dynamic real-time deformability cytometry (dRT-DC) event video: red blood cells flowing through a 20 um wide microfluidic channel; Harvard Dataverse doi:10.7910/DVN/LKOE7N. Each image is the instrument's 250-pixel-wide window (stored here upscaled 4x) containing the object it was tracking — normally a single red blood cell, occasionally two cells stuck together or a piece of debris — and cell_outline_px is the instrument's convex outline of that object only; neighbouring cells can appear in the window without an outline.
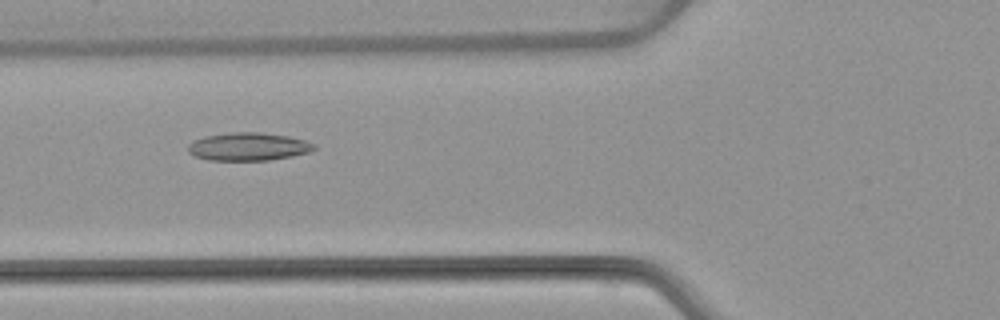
{"species": "common noctule bat (a hibernating species)", "species_latin": "Nyctalus noctula", "temperature_condition": "warm", "stored_images_in_passage": 53, "camera_frame_rate_fps": 3000, "um_per_image_px": 0.085, "animal": {"sex": "female", "body_mass_g": 22.7, "forearm_length_mm": 54.2}, "frame": {"image": 1, "passage_image": 20, "time_ms": 6.333, "image_size_px": [1000, 320], "cell_outline_px": [[316, 148], [308, 152], [292, 156], [268, 160], [208, 160], [192, 156], [188, 152], [188, 144], [192, 140], [204, 136], [228, 132], [260, 132], [288, 136], [304, 140], [316, 144]], "centroid_in_image_um": [21.06, 12.46], "position_along_channel_um": 104.7, "area_um2": 20.75}}
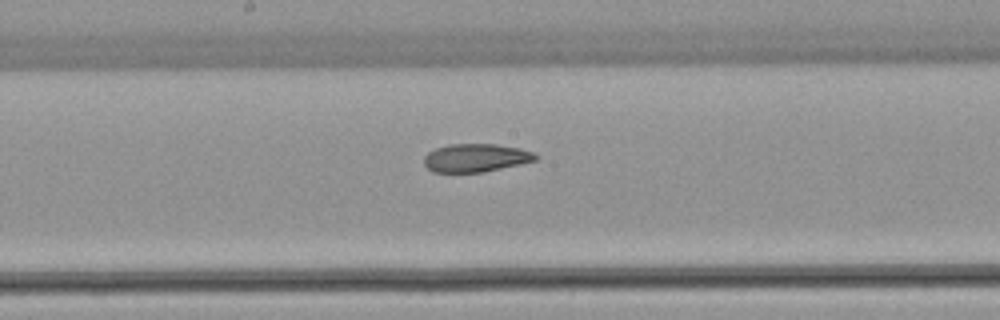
{"frame": {"image": 2, "passage_image": 28, "time_ms": 9.0, "image_size_px": [1000, 320], "cell_outline_px": [[540, 156], [536, 160], [520, 164], [484, 172], [432, 172], [424, 164], [424, 156], [428, 152], [436, 148], [448, 144], [496, 144], [520, 148], [536, 152]], "centroid_in_image_um": [40.47, 13.41], "position_along_channel_um": 207.7, "area_um2": 18.5}}
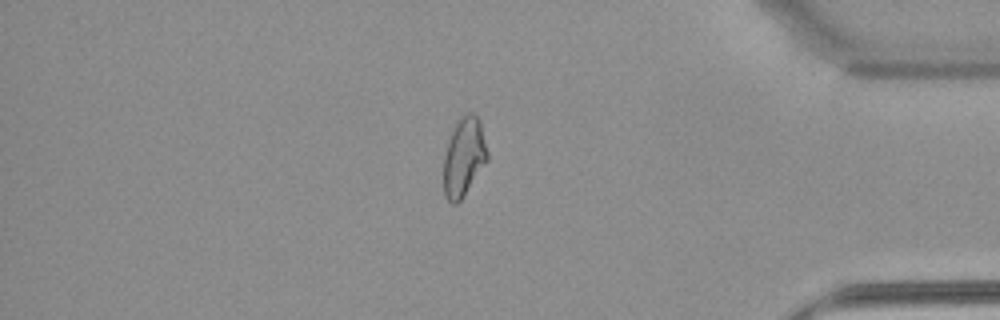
{"frame": {"image": 3, "passage_image": 45, "time_ms": 14.667, "image_size_px": [1000, 320], "cell_outline_px": [[488, 160], [460, 200], [456, 204], [452, 204], [444, 196], [444, 156], [448, 140], [460, 116], [468, 112], [472, 112], [480, 120], [488, 152]], "centroid_in_image_um": [39.43, 13.32], "position_along_channel_um": 395.8, "area_um2": 19.94}, "authors_computed_cell_mechanics": {"area_um2": 20.7502, "velocity_mm_per_s": 3.8622, "shape_relaxation_time_tau1_ms": null, "shape_relaxation_time_tau2_ms": 6.5135, "deformation_change_tau1": null, "deformation_change_tau2": 0.1443}}